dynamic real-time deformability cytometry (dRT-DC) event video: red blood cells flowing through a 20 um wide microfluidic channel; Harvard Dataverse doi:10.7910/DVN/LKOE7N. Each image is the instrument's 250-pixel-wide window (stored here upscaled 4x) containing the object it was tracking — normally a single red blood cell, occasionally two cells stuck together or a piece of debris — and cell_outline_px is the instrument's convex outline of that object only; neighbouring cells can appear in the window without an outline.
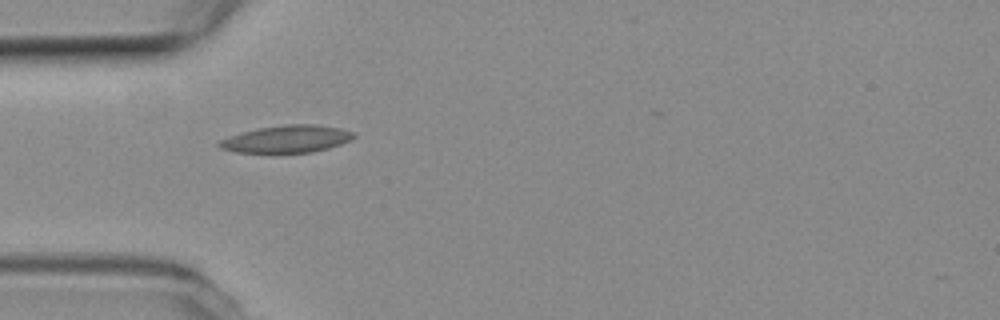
{"species": "common noctule bat (a hibernating species)", "species_latin": "Nyctalus noctula", "temperature_condition": "room temperature", "stored_images_in_passage": 3, "camera_frame_rate_fps": 3000, "um_per_image_px": 0.085, "animal": {"sex": "female", "body_mass_g": 19.3, "forearm_length_mm": 54.1}, "frame": {"image": 1, "passage_image": 2, "time_ms": 0.333, "image_size_px": [1000, 320], "cell_outline_px": [[356, 136], [352, 140], [328, 148], [312, 152], [236, 152], [220, 148], [216, 144], [220, 140], [244, 132], [260, 128], [288, 124], [316, 124], [340, 128], [356, 132]], "centroid_in_image_um": [24.45, 11.81], "position_along_channel_um": 60.6, "area_um2": 21.15}}
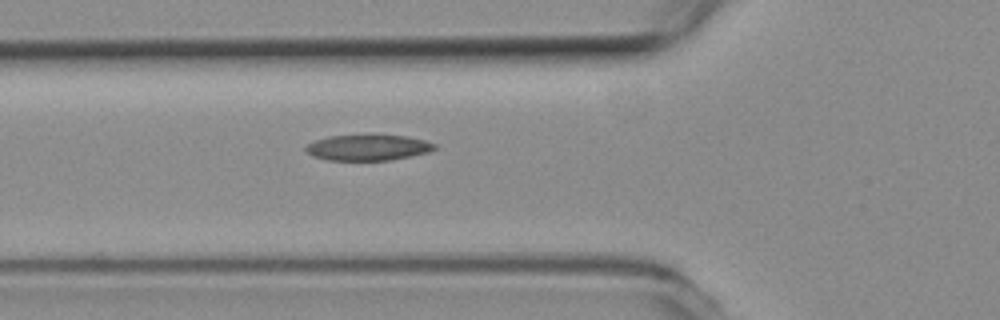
{"frame": {"image": 2, "passage_image": 3, "time_ms": 0.667, "image_size_px": [1000, 320], "cell_outline_px": [[436, 148], [428, 152], [392, 160], [328, 160], [312, 156], [304, 148], [308, 144], [316, 140], [328, 136], [364, 132], [372, 132], [408, 136], [424, 140], [436, 144]], "centroid_in_image_um": [31.28, 12.48], "position_along_channel_um": 94.5, "area_um2": 20.29}}